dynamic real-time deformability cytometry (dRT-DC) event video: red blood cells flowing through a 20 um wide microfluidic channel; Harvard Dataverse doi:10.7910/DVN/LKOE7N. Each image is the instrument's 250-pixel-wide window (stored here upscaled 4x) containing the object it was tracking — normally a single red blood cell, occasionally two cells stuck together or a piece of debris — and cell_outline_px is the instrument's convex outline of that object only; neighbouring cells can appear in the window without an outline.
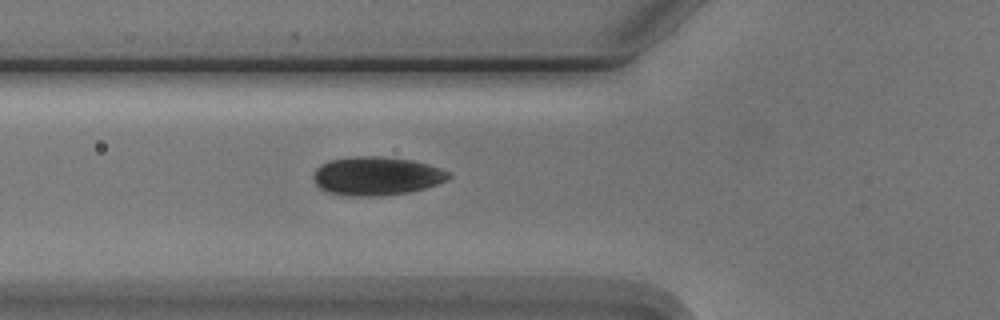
{"species": "Egyptian fruit bat (a non-hibernating species)", "species_latin": "Rousettus aegyptiacus", "temperature_condition": "cold", "stored_images_in_passage": 4, "camera_frame_rate_fps": 3000, "um_per_image_px": 0.085, "animal": {"sex": "male"}, "frame": {"image": 1, "passage_image": 4, "time_ms": 3.667, "image_size_px": [1000, 320], "cell_outline_px": [[452, 176], [448, 180], [424, 188], [408, 192], [380, 196], [352, 196], [324, 192], [316, 184], [312, 176], [316, 168], [320, 164], [328, 160], [356, 156], [380, 156], [412, 160], [428, 164], [440, 168], [448, 172]], "centroid_in_image_um": [31.97, 14.96], "position_along_channel_um": 93.8, "area_um2": 30.58}}